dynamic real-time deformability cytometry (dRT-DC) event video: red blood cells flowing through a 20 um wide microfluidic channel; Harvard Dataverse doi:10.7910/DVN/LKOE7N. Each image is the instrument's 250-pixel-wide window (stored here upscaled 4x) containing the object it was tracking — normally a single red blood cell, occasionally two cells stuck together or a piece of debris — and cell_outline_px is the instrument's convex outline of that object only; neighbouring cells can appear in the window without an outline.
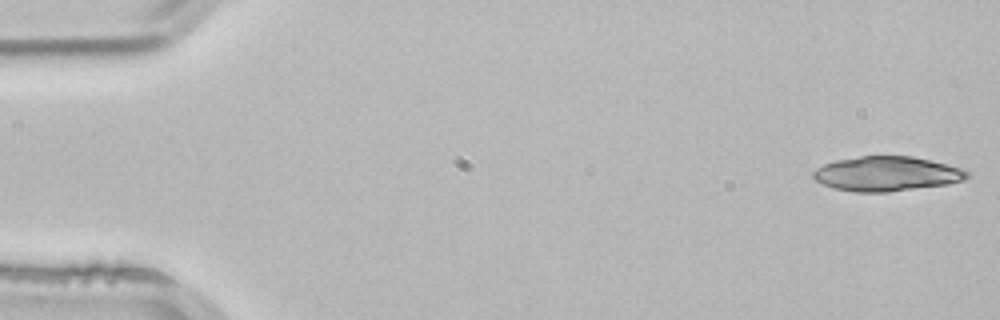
{"species": "common noctule bat (a hibernating species)", "species_latin": "Nyctalus noctula", "temperature_condition": "room temperature", "stored_images_in_passage": 3, "camera_frame_rate_fps": 3000, "um_per_image_px": 0.085, "animal": {"sex": "male", "body_mass_g": 21.5, "forearm_length_mm": 52.0}, "frame": {"image": 1, "passage_image": 1, "time_ms": 0.0, "image_size_px": [1000, 320], "cell_outline_px": [[972, 176], [964, 180], [948, 184], [884, 192], [856, 192], [832, 188], [816, 180], [812, 176], [812, 172], [816, 168], [824, 164], [836, 160], [860, 156], [912, 156], [960, 168], [968, 172]], "centroid_in_image_um": [75.35, 14.77], "position_along_channel_um": 9.7, "area_um2": 30.87}}